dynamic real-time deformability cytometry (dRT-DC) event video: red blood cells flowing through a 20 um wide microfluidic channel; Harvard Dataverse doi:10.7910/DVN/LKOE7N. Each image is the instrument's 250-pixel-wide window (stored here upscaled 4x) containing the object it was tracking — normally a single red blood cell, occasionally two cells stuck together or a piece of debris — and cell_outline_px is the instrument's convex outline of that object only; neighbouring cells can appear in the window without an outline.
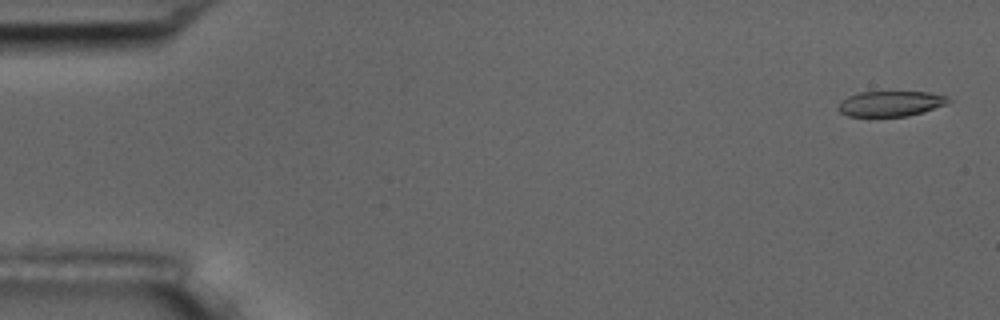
{"species": "common noctule bat (a hibernating species)", "species_latin": "Nyctalus noctula", "temperature_condition": "room temperature", "stored_images_in_passage": 5, "camera_frame_rate_fps": 3000, "um_per_image_px": 0.085, "animal": {"sex": "male", "body_mass_g": 17.5, "forearm_length_mm": 52.3}, "frame": {"image": 1, "passage_image": 1, "time_ms": 0.0, "image_size_px": [1000, 320], "cell_outline_px": [[952, 100], [948, 104], [908, 116], [848, 116], [840, 112], [836, 108], [848, 96], [860, 92], [928, 92], [944, 96]], "centroid_in_image_um": [75.71, 8.81], "position_along_channel_um": 9.3, "area_um2": 16.07}}
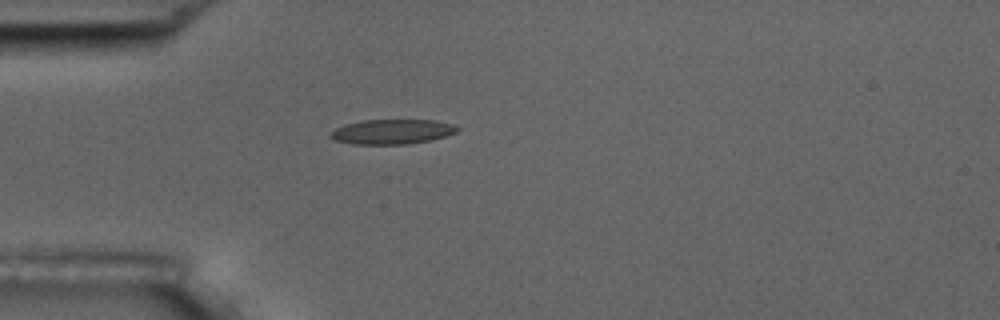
{"frame": {"image": 2, "passage_image": 5, "time_ms": 1.333, "image_size_px": [1000, 320], "cell_outline_px": [[460, 128], [456, 132], [432, 140], [408, 144], [352, 144], [336, 140], [328, 136], [336, 128], [344, 124], [364, 120], [436, 120], [452, 124]], "centroid_in_image_um": [33.33, 11.19], "position_along_channel_um": 51.7, "area_um2": 18.26}}